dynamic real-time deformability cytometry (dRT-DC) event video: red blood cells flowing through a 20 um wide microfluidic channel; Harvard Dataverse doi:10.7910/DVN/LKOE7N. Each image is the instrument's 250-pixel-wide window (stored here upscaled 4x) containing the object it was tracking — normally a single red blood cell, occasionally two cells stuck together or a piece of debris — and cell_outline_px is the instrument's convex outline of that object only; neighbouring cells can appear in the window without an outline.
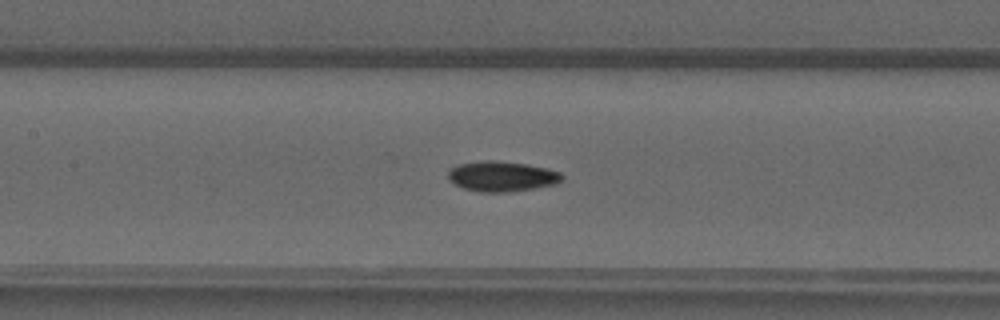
{"species": "common noctule bat (a hibernating species)", "species_latin": "Nyctalus noctula", "temperature_condition": "warm", "stored_images_in_passage": 43, "camera_frame_rate_fps": 3000, "um_per_image_px": 0.085, "animal": {"sex": "male", "forearm_length_mm": 52.5}, "frame": {"image": 1, "passage_image": 17, "time_ms": 5.333, "image_size_px": [1000, 320], "cell_outline_px": [[564, 180], [556, 184], [536, 188], [508, 192], [480, 192], [464, 188], [448, 180], [448, 172], [452, 168], [460, 164], [488, 160], [524, 164], [548, 168], [560, 172], [564, 176]], "centroid_in_image_um": [42.71, 15.0], "position_along_channel_um": 164.7, "area_um2": 19.94}}
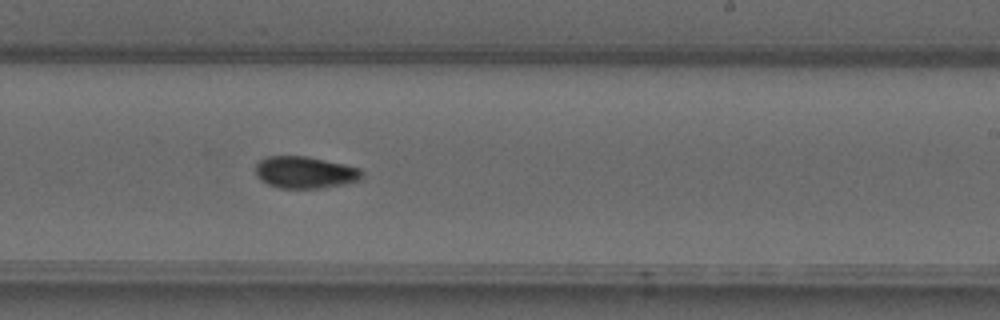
{"frame": {"image": 2, "passage_image": 24, "time_ms": 7.667, "image_size_px": [1000, 320], "cell_outline_px": [[364, 176], [360, 180], [344, 184], [320, 188], [280, 188], [268, 184], [260, 180], [256, 176], [256, 164], [260, 160], [268, 156], [308, 156], [344, 164], [360, 168], [364, 172]], "centroid_in_image_um": [25.95, 14.65], "position_along_channel_um": 263.1, "area_um2": 19.94}}
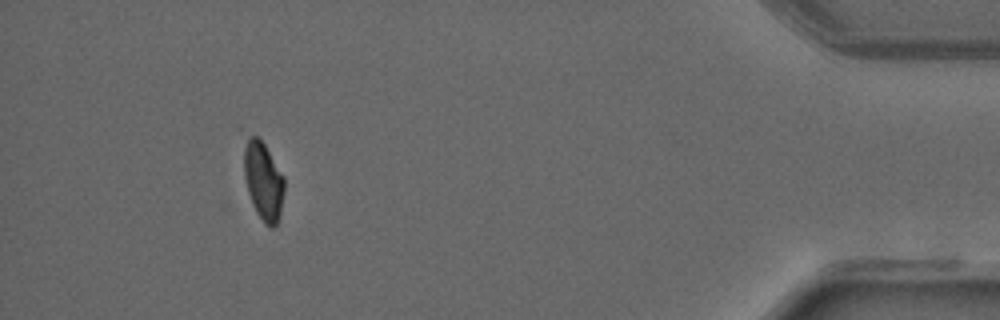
{"frame": {"image": 3, "passage_image": 39, "time_ms": 12.667, "image_size_px": [1000, 320], "cell_outline_px": [[284, 192], [280, 216], [276, 224], [272, 228], [264, 224], [256, 212], [252, 204], [248, 192], [244, 176], [244, 148], [248, 136], [256, 136], [264, 144], [284, 176]], "centroid_in_image_um": [22.39, 15.41], "position_along_channel_um": 412.8, "area_um2": 18.32}}